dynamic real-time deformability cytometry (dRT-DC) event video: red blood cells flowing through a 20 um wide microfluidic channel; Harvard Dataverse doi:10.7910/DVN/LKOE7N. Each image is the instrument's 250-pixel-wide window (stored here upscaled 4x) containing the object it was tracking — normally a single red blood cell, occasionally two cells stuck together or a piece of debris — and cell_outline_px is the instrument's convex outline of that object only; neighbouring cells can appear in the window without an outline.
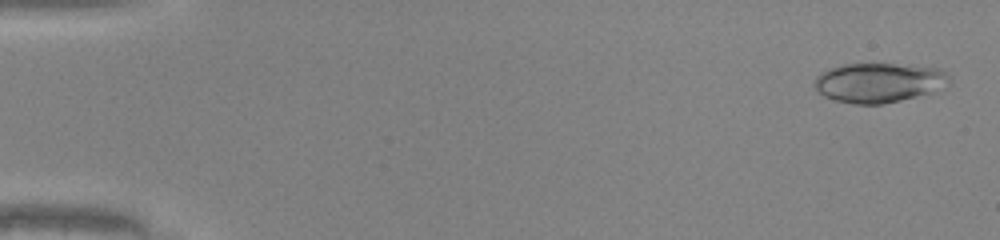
{"species": "common noctule bat (a hibernating species)", "species_latin": "Nyctalus noctula", "temperature_condition": "warm", "stored_images_in_passage": 49, "camera_frame_rate_fps": 3000, "um_per_image_px": 0.085, "animal": {"sex": "male", "body_mass_g": 20.0, "forearm_length_mm": 53.3}, "frame": {"image": 1, "passage_image": 2, "time_ms": 0.333, "image_size_px": [1000, 240], "cell_outline_px": [[952, 84], [928, 92], [900, 100], [884, 104], [852, 104], [836, 100], [824, 96], [812, 84], [816, 76], [820, 72], [828, 68], [844, 64], [896, 64], [940, 68], [948, 72], [952, 76]], "centroid_in_image_um": [74.71, 7.01], "position_along_channel_um": 10.3, "area_um2": 31.27}}
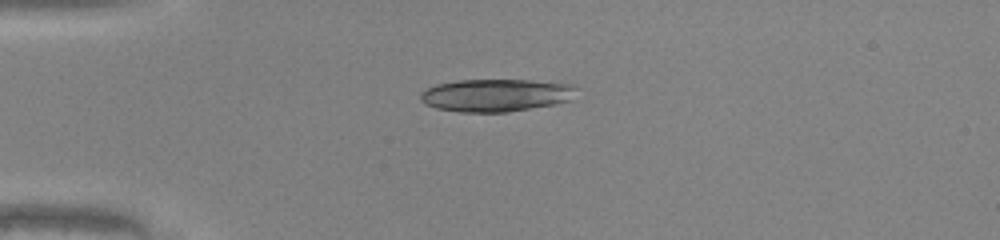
{"frame": {"image": 2, "passage_image": 13, "time_ms": 4.0, "image_size_px": [1000, 240], "cell_outline_px": [[580, 88], [572, 100], [556, 104], [508, 112], [460, 112], [436, 108], [424, 104], [420, 100], [420, 92], [424, 88], [436, 84], [456, 80], [528, 80], [576, 84]], "centroid_in_image_um": [42.19, 8.09], "position_along_channel_um": 42.8, "area_um2": 30.29}}